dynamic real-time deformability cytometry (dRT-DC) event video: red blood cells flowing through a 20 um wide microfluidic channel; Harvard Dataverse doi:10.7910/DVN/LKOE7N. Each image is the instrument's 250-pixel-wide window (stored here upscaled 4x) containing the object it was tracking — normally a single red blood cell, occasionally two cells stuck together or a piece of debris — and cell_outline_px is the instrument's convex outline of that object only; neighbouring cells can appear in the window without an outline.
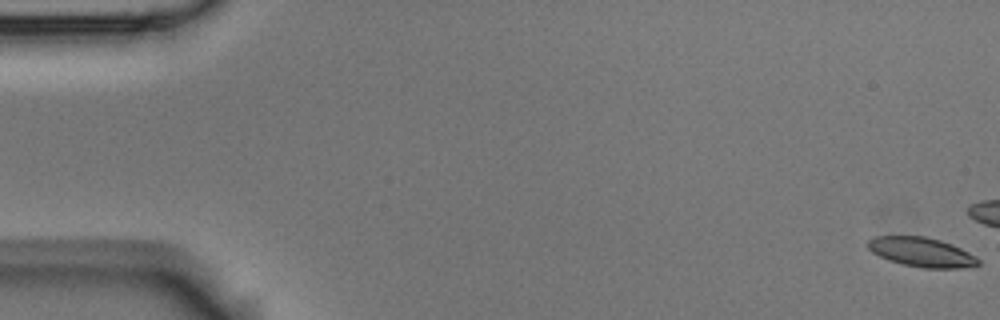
{"species": "Egyptian fruit bat (a non-hibernating species)", "species_latin": "Rousettus aegyptiacus", "temperature_condition": "room temperature", "stored_images_in_passage": 6, "segment_of_instrument_passage": [2, 2], "camera_frame_rate_fps": 3000, "um_per_image_px": 0.085, "animal": {"sex": "male"}, "frame": {"image": 1, "passage_image": 6, "time_ms": 1.667, "image_size_px": [1000, 320], "cell_outline_px": [[980, 264], [960, 268], [924, 268], [900, 264], [888, 260], [872, 252], [868, 248], [868, 240], [872, 236], [924, 236], [940, 240], [952, 244], [968, 252], [980, 260]], "centroid_in_image_um": [78.31, 21.43], "position_along_channel_um": 6.7, "area_um2": 18.9}}